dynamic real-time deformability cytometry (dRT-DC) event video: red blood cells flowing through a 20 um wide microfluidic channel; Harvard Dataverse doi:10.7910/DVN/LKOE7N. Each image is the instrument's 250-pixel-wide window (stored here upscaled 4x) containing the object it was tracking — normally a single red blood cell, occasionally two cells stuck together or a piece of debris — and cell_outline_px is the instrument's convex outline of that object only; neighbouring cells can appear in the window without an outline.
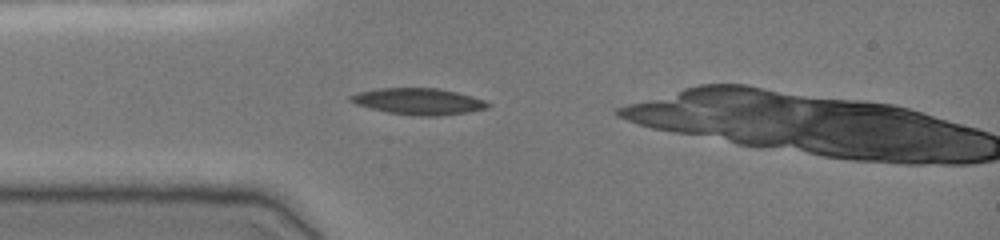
{"species": "common noctule bat (a hibernating species)", "species_latin": "Nyctalus noctula", "temperature_condition": "cold", "stored_images_in_passage": 32, "camera_frame_rate_fps": 3000, "um_per_image_px": 0.085, "animal": {"sex": "female", "body_mass_g": 19.0, "forearm_length_mm": 51.5}, "frame": {"image": 1, "passage_image": 5, "time_ms": 1.333, "image_size_px": [1000, 240], "cell_outline_px": [[492, 104], [488, 108], [468, 112], [440, 116], [412, 116], [388, 112], [356, 104], [348, 100], [348, 96], [360, 92], [380, 88], [436, 88], [456, 92], [472, 96], [484, 100]], "centroid_in_image_um": [35.6, 8.63], "position_along_channel_um": 49.4, "area_um2": 21.1}}
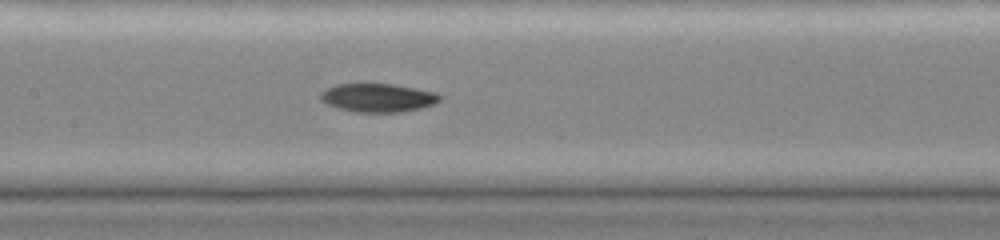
{"frame": {"image": 2, "passage_image": 15, "time_ms": 4.667, "image_size_px": [1000, 240], "cell_outline_px": [[444, 96], [440, 100], [432, 104], [420, 108], [400, 112], [356, 112], [340, 108], [328, 104], [320, 100], [320, 92], [324, 88], [336, 84], [392, 84], [436, 92]], "centroid_in_image_um": [32.11, 8.3], "position_along_channel_um": 175.3, "area_um2": 19.77}}
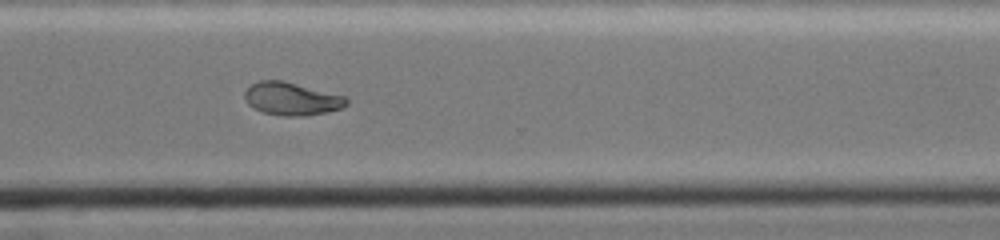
{"frame": {"image": 3, "passage_image": 28, "time_ms": 9.0, "image_size_px": [1000, 240], "cell_outline_px": [[348, 104], [340, 108], [328, 112], [304, 116], [284, 116], [264, 112], [248, 104], [244, 96], [244, 92], [252, 84], [260, 80], [284, 80], [344, 96], [348, 100]], "centroid_in_image_um": [24.79, 8.39], "position_along_channel_um": 345.8, "area_um2": 19.36}}